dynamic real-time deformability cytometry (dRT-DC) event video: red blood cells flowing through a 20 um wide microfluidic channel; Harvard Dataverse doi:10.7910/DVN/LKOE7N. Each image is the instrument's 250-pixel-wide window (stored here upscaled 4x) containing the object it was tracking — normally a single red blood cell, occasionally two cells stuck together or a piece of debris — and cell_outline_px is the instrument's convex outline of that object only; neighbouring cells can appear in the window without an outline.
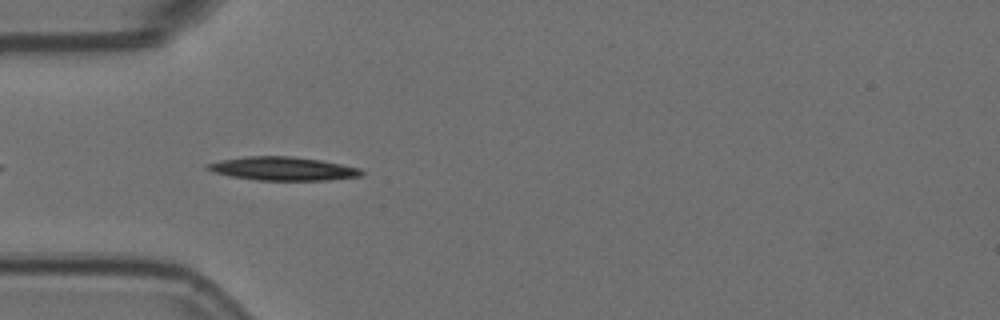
{"species": "Egyptian fruit bat (a non-hibernating species)", "species_latin": "Rousettus aegyptiacus", "temperature_condition": "room temperature", "stored_images_in_passage": 1, "camera_frame_rate_fps": 3000, "um_per_image_px": 0.085, "animal": {"sex": "female"}, "frame": {"image": 1, "passage_image": 1, "time_ms": 0.0, "image_size_px": [1000, 320], "cell_outline_px": [[364, 176], [328, 180], [256, 180], [228, 176], [212, 172], [204, 168], [204, 164], [220, 160], [244, 156], [292, 156], [320, 160], [360, 168], [364, 172]], "centroid_in_image_um": [23.99, 14.34], "position_along_channel_um": 61.0, "area_um2": 21.39}}